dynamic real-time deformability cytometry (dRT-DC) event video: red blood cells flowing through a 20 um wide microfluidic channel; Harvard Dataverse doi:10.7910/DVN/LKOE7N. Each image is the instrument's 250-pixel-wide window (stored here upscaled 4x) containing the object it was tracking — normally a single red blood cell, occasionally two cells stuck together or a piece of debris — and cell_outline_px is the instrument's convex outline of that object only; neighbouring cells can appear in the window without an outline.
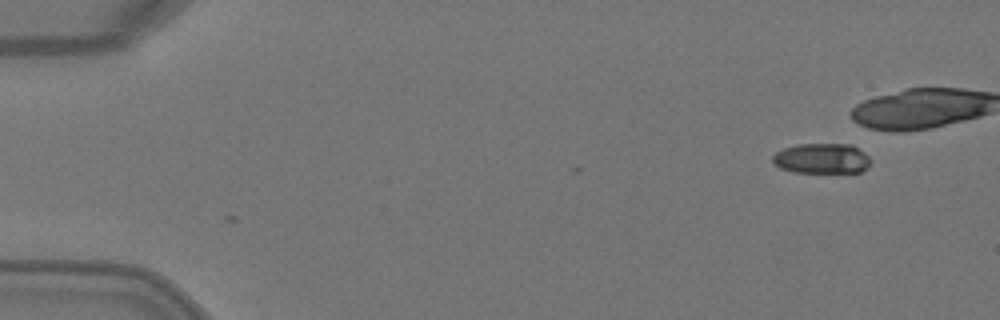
{"species": "Egyptian fruit bat (a non-hibernating species)", "species_latin": "Rousettus aegyptiacus", "temperature_condition": "warm", "stored_images_in_passage": 5, "camera_frame_rate_fps": 3000, "um_per_image_px": 0.085, "animal": {"sex": "female"}, "frame": {"image": 1, "passage_image": 1, "time_ms": 0.0, "image_size_px": [1000, 320], "cell_outline_px": [[872, 160], [868, 168], [860, 172], [796, 172], [780, 168], [772, 160], [772, 156], [776, 152], [784, 148], [800, 144], [852, 144], [864, 152]], "centroid_in_image_um": [69.89, 13.47], "position_along_channel_um": 15.1, "area_um2": 17.28}}